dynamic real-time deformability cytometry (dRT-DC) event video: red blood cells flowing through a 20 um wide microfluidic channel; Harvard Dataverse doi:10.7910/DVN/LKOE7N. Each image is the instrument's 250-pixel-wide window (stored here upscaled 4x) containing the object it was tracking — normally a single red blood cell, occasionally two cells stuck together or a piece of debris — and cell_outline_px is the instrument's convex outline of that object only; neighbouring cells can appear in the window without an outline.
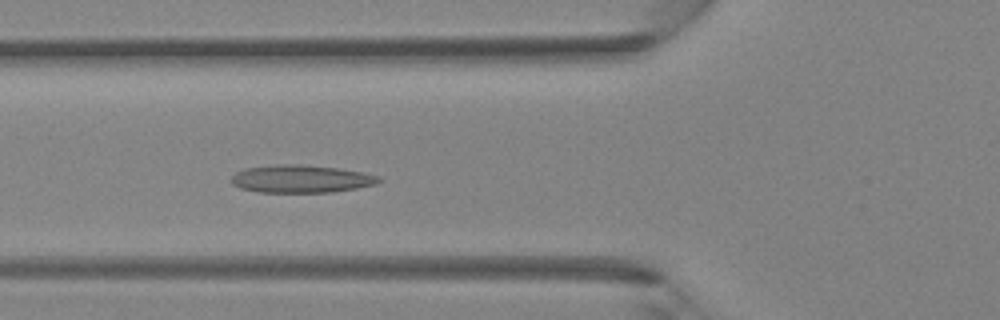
{"species": "Egyptian fruit bat (a non-hibernating species)", "species_latin": "Rousettus aegyptiacus", "temperature_condition": "room temperature", "stored_images_in_passage": 42, "camera_frame_rate_fps": 3000, "um_per_image_px": 0.085, "animal": {"sex": "female"}, "frame": {"image": 1, "passage_image": 15, "time_ms": 4.667, "image_size_px": [1000, 320], "cell_outline_px": [[384, 180], [376, 184], [356, 188], [332, 192], [256, 192], [240, 188], [232, 184], [228, 180], [236, 172], [244, 168], [276, 164], [296, 164], [340, 168], [364, 172], [380, 176]], "centroid_in_image_um": [25.58, 15.2], "position_along_channel_um": 100.2, "area_um2": 24.16}}
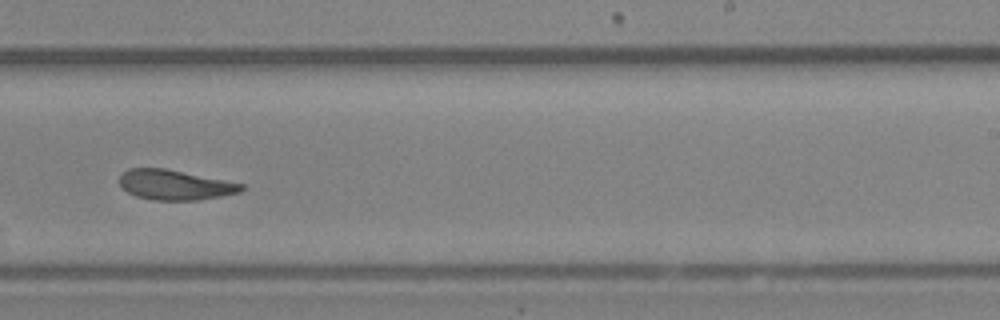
{"frame": {"image": 2, "passage_image": 26, "time_ms": 8.333, "image_size_px": [1000, 320], "cell_outline_px": [[244, 188], [240, 192], [220, 196], [196, 200], [152, 200], [136, 196], [128, 192], [120, 184], [120, 172], [128, 168], [164, 168], [244, 184]], "centroid_in_image_um": [14.83, 15.71], "position_along_channel_um": 274.2, "area_um2": 21.15}}
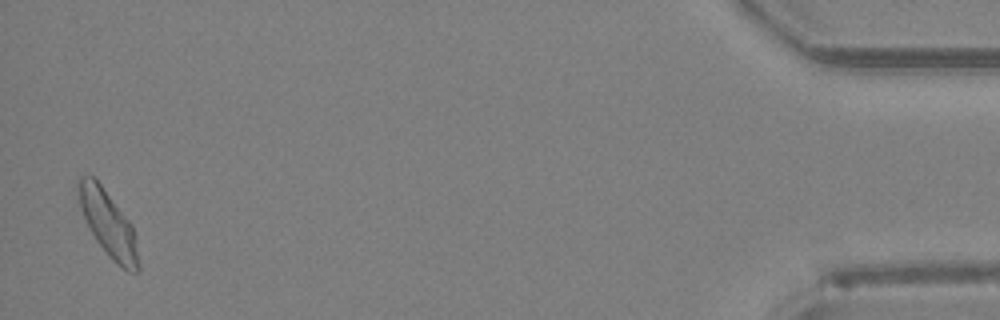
{"frame": {"image": 3, "passage_image": 41, "time_ms": 13.333, "image_size_px": [1000, 320], "cell_outline_px": [[140, 272], [128, 272], [120, 268], [108, 256], [96, 240], [80, 208], [76, 184], [76, 180], [80, 176], [92, 176], [100, 184], [132, 224], [136, 236], [140, 264]], "centroid_in_image_um": [9.23, 19.07], "position_along_channel_um": 426.0, "area_um2": 23.12}}